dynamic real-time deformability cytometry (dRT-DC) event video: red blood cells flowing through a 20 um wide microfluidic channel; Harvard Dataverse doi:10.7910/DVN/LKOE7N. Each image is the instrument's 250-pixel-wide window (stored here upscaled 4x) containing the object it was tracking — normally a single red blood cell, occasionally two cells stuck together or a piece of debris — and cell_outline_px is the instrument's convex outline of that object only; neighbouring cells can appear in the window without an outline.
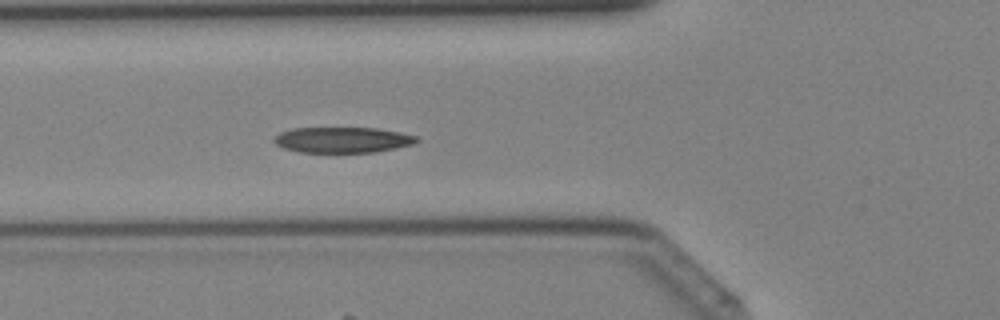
{"species": "Egyptian fruit bat (a non-hibernating species)", "species_latin": "Rousettus aegyptiacus", "temperature_condition": "cold", "stored_images_in_passage": 40, "camera_frame_rate_fps": 3000, "um_per_image_px": 0.085, "animal": {"sex": "female"}, "frame": {"image": 1, "passage_image": 14, "time_ms": 4.333, "image_size_px": [1000, 320], "cell_outline_px": [[420, 140], [412, 144], [396, 148], [372, 152], [300, 152], [284, 148], [276, 144], [272, 140], [280, 132], [292, 128], [376, 128], [400, 132], [416, 136]], "centroid_in_image_um": [29.11, 11.88], "position_along_channel_um": 96.7, "area_um2": 21.21}}
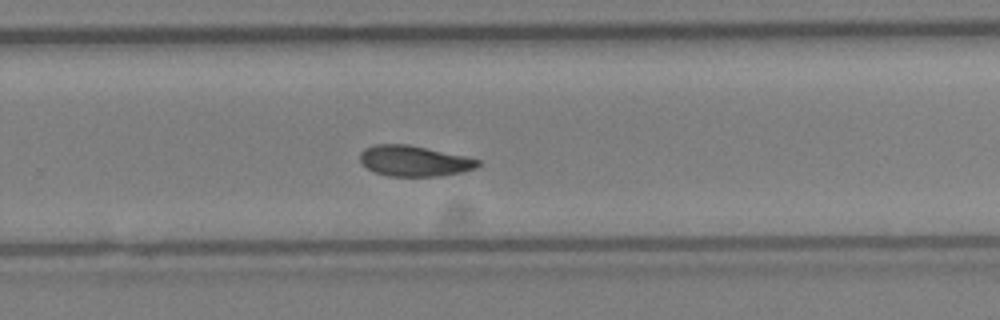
{"frame": {"image": 2, "passage_image": 26, "time_ms": 8.333, "image_size_px": [1000, 320], "cell_outline_px": [[480, 164], [476, 168], [460, 172], [440, 176], [388, 176], [376, 172], [368, 168], [360, 160], [360, 152], [364, 148], [376, 144], [408, 144], [464, 156], [480, 160]], "centroid_in_image_um": [35.19, 13.67], "position_along_channel_um": 294.6, "area_um2": 20.87}}
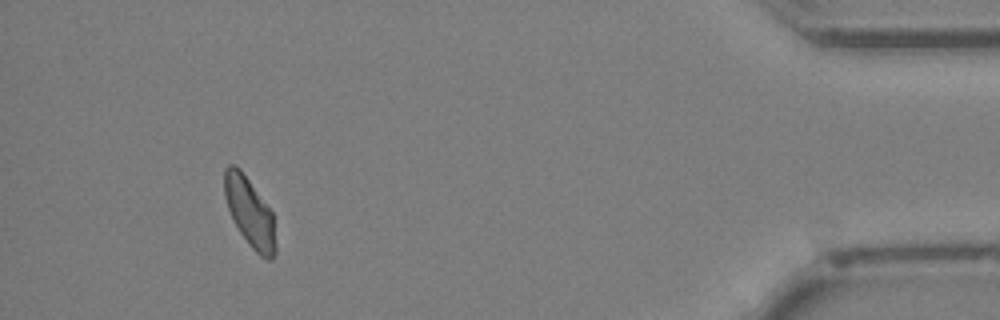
{"frame": {"image": 3, "passage_image": 37, "time_ms": 12.0, "image_size_px": [1000, 320], "cell_outline_px": [[276, 252], [272, 260], [268, 260], [260, 256], [248, 244], [240, 232], [228, 208], [224, 196], [224, 168], [228, 164], [236, 164], [240, 168], [272, 212], [276, 244]], "centroid_in_image_um": [21.22, 18.04], "position_along_channel_um": 414.0, "area_um2": 20.58}}